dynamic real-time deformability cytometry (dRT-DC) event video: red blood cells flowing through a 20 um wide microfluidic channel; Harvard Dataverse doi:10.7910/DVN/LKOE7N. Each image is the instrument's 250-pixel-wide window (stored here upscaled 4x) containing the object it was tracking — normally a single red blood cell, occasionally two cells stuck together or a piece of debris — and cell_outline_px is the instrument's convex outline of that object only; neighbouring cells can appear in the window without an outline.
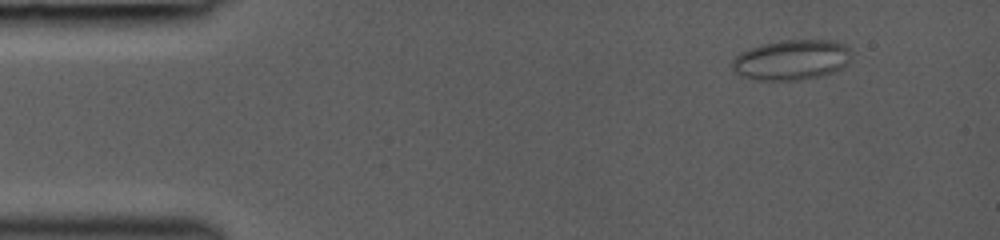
{"species": "common noctule bat (a hibernating species)", "species_latin": "Nyctalus noctula", "temperature_condition": "room temperature", "stored_images_in_passage": 12, "camera_frame_rate_fps": 3000, "um_per_image_px": 0.085, "animal": {"sex": "female", "body_mass_g": 19.0, "forearm_length_mm": 53.3}, "frame": {"image": 1, "passage_image": 2, "time_ms": 0.333, "image_size_px": [1000, 240], "cell_outline_px": [[852, 56], [844, 68], [820, 76], [800, 80], [756, 80], [740, 76], [732, 68], [732, 60], [740, 52], [764, 44], [784, 40], [828, 40], [844, 44], [852, 52]], "centroid_in_image_um": [67.3, 5.1], "position_along_channel_um": 17.7, "area_um2": 27.98}}
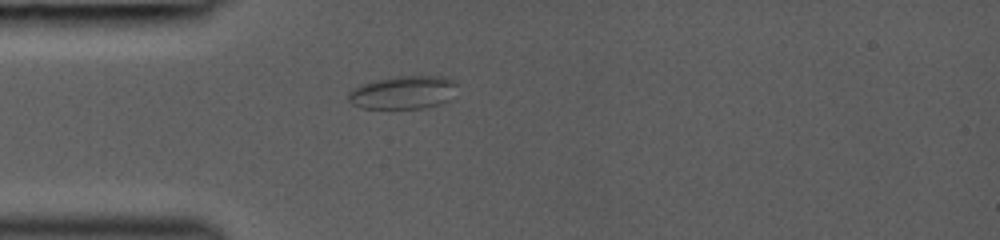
{"frame": {"image": 2, "passage_image": 11, "time_ms": 3.333, "image_size_px": [1000, 240], "cell_outline_px": [[456, 84], [448, 100], [440, 104], [424, 108], [360, 108], [352, 104], [348, 100], [348, 92], [352, 88], [360, 84], [372, 80], [400, 76], [444, 76], [456, 80]], "centroid_in_image_um": [34.22, 7.85], "position_along_channel_um": 50.8, "area_um2": 21.1}}